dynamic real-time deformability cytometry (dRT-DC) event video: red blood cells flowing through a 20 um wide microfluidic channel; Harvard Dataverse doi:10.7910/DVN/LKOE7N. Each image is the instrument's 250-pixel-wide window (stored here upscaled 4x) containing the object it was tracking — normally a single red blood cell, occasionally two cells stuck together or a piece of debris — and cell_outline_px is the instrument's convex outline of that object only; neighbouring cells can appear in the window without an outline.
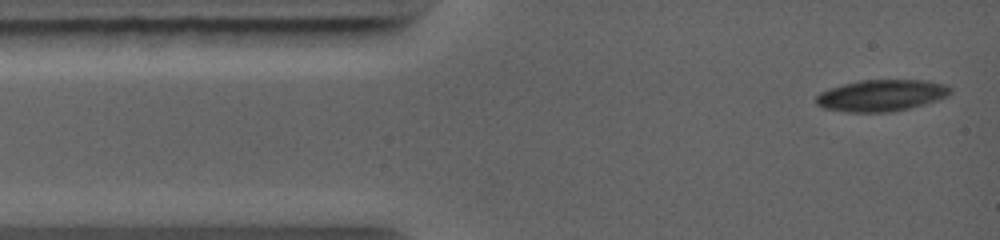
{"species": "common noctule bat (a hibernating species)", "species_latin": "Nyctalus noctula", "temperature_condition": "warm", "stored_images_in_passage": 40, "camera_frame_rate_fps": 5000, "um_per_image_px": 0.085, "animal": {"sex": "female", "body_mass_g": 19.0, "forearm_length_mm": 56.7}, "frame": {"image": 1, "passage_image": 1, "time_ms": 0.0, "image_size_px": [1000, 240], "cell_outline_px": [[952, 92], [948, 96], [924, 104], [908, 108], [888, 112], [844, 112], [824, 108], [816, 104], [816, 96], [820, 92], [828, 88], [860, 80], [928, 80], [944, 84]], "centroid_in_image_um": [74.88, 8.11], "position_along_channel_um": 10.1, "area_um2": 24.62}}
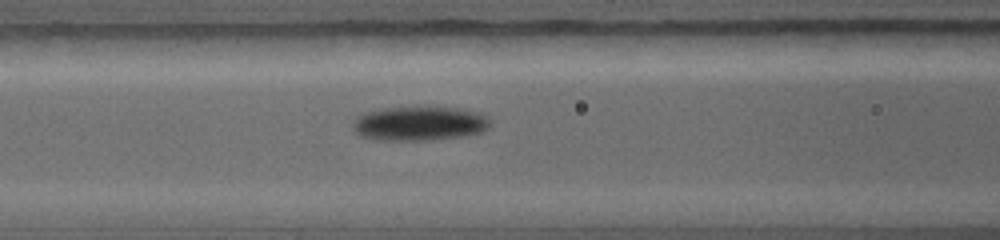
{"frame": {"image": 2, "passage_image": 16, "time_ms": 3.8, "image_size_px": [1000, 240], "cell_outline_px": [[488, 128], [480, 132], [460, 136], [432, 140], [376, 140], [360, 136], [352, 128], [352, 124], [356, 116], [364, 112], [388, 108], [428, 104], [432, 104], [456, 108], [476, 112], [484, 116], [488, 120]], "centroid_in_image_um": [35.58, 10.46], "position_along_channel_um": 131.0, "area_um2": 27.98}}
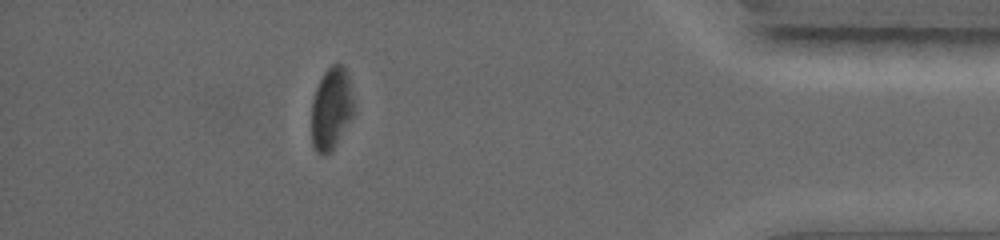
{"frame": {"image": 3, "passage_image": 35, "time_ms": 10.6, "image_size_px": [1000, 240], "cell_outline_px": [[356, 112], [336, 144], [328, 152], [316, 152], [312, 144], [312, 100], [316, 88], [324, 72], [332, 64], [344, 64], [348, 72], [356, 104]], "centroid_in_image_um": [28.22, 9.16], "position_along_channel_um": 407.0, "area_um2": 20.63}}